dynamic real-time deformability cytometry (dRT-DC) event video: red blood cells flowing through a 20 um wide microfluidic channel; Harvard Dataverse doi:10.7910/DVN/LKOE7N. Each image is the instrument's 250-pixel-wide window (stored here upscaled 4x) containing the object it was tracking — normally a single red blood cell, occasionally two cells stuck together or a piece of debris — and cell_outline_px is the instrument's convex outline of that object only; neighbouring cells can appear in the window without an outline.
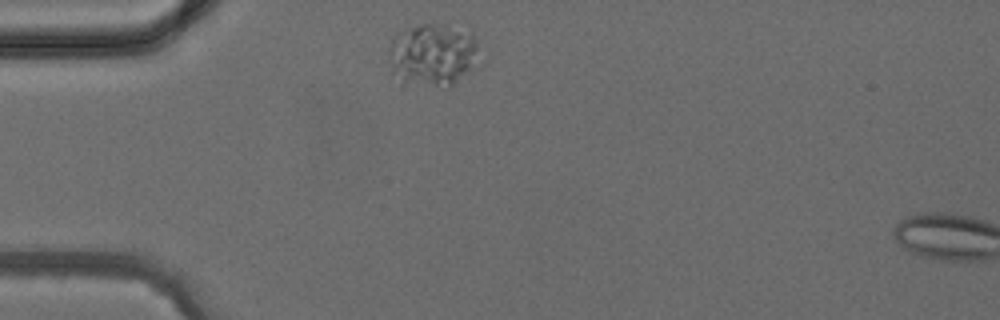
{"species": "common noctule bat (a hibernating species)", "species_latin": "Nyctalus noctula", "temperature_condition": "cold", "stored_images_in_passage": 2, "camera_frame_rate_fps": 3000, "um_per_image_px": 0.085, "animal": {"sex": "female", "body_mass_g": 24.6, "forearm_length_mm": 56.2}, "frame": {"image": 1, "passage_image": 1, "time_ms": 0.0, "image_size_px": [1000, 320], "cell_outline_px": [[488, 60], [484, 64], [452, 84], [436, 84], [404, 80], [392, 72], [388, 52], [388, 44], [396, 36], [420, 24], [432, 24], [472, 32]], "centroid_in_image_um": [36.97, 4.63], "position_along_channel_um": 48.0, "area_um2": 32.95}}